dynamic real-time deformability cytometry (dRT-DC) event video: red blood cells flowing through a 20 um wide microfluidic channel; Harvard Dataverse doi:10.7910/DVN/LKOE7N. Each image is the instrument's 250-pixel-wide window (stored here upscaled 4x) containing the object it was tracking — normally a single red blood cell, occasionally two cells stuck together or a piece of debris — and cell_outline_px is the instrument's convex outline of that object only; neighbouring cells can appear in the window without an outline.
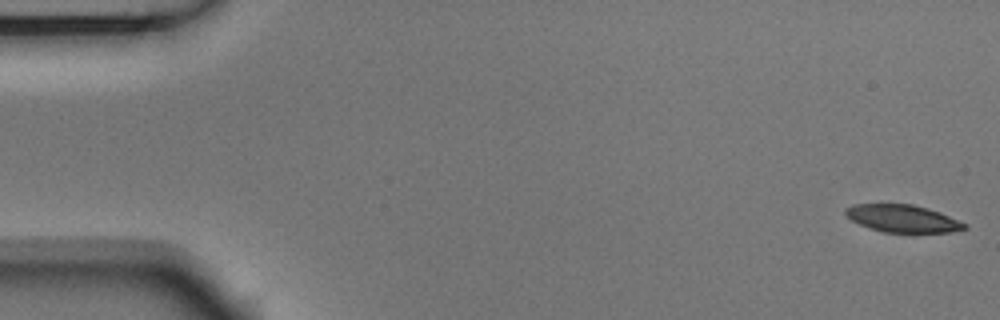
{"species": "Egyptian fruit bat (a non-hibernating species)", "species_latin": "Rousettus aegyptiacus", "temperature_condition": "room temperature", "stored_images_in_passage": 54, "camera_frame_rate_fps": 3000, "um_per_image_px": 0.085, "animal": {"sex": "male"}, "frame": {"image": 1, "passage_image": 1, "time_ms": 0.0, "image_size_px": [1000, 320], "cell_outline_px": [[968, 228], [948, 232], [884, 232], [868, 228], [852, 220], [844, 212], [844, 208], [852, 204], [912, 204], [928, 208], [940, 212], [968, 224]], "centroid_in_image_um": [76.72, 18.56], "position_along_channel_um": 8.3, "area_um2": 19.02}}
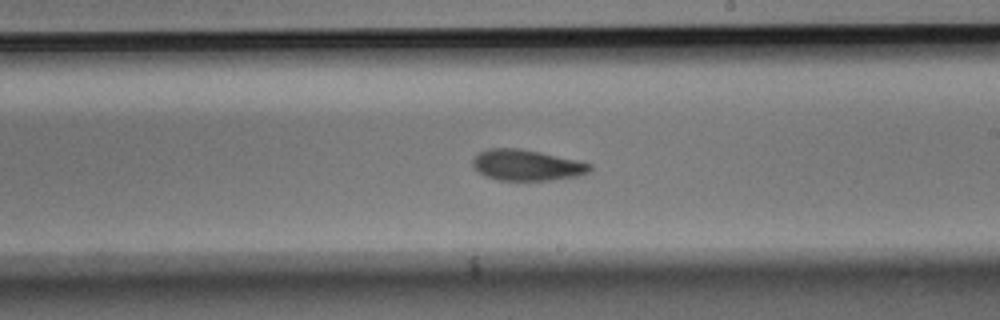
{"frame": {"image": 2, "passage_image": 31, "time_ms": 10.0, "image_size_px": [1000, 320], "cell_outline_px": [[592, 168], [588, 172], [576, 176], [548, 180], [496, 180], [484, 176], [472, 164], [472, 160], [480, 152], [488, 148], [516, 148], [576, 160], [592, 164]], "centroid_in_image_um": [44.74, 14.04], "position_along_channel_um": 244.3, "area_um2": 20.69}}
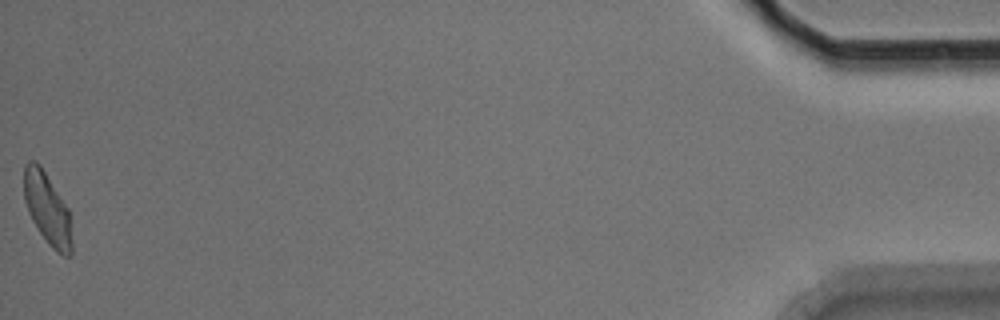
{"frame": {"image": 3, "passage_image": 54, "time_ms": 17.667, "image_size_px": [1000, 320], "cell_outline_px": [[72, 256], [64, 256], [56, 252], [48, 244], [32, 220], [28, 212], [24, 200], [24, 164], [28, 160], [36, 160], [40, 164], [68, 208], [72, 240]], "centroid_in_image_um": [4.01, 17.74], "position_along_channel_um": 431.2, "area_um2": 20.11}, "authors_computed_cell_mechanics": {"area_um2": 21.1837, "velocity_mm_per_s": 3.7177, "shape_relaxation_time_tau1_ms": 4.3357, "shape_relaxation_time_tau2_ms": 3.2113, "deformation_change_tau1": 0.1545, "deformation_change_tau2": 0.0993}}